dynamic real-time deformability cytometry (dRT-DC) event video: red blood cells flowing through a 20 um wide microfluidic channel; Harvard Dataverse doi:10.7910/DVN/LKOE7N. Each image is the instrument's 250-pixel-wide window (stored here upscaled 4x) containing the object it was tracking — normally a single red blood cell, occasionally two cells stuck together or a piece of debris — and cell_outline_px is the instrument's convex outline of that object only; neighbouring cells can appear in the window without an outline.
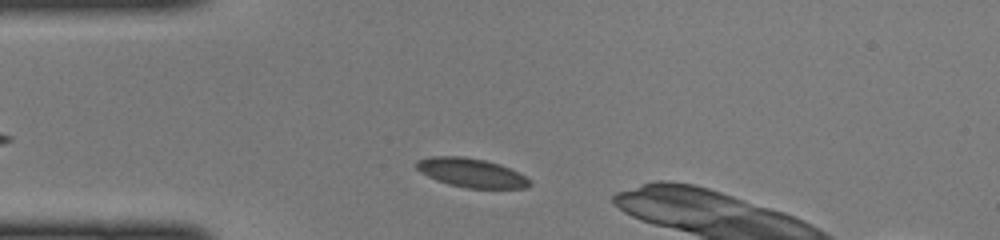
{"species": "common noctule bat (a hibernating species)", "species_latin": "Nyctalus noctula", "temperature_condition": "cold", "stored_images_in_passage": 16, "camera_frame_rate_fps": 3000, "um_per_image_px": 0.085, "animal": {"sex": "female", "body_mass_g": 22.0, "forearm_length_mm": 56.7}, "frame": {"image": 1, "passage_image": 4, "time_ms": 1.0, "image_size_px": [1000, 240], "cell_outline_px": [[532, 184], [528, 188], [468, 188], [448, 184], [436, 180], [420, 172], [416, 168], [416, 160], [432, 156], [464, 156], [484, 160], [500, 164], [532, 180]], "centroid_in_image_um": [40.05, 14.69], "position_along_channel_um": 44.9, "area_um2": 19.13}}
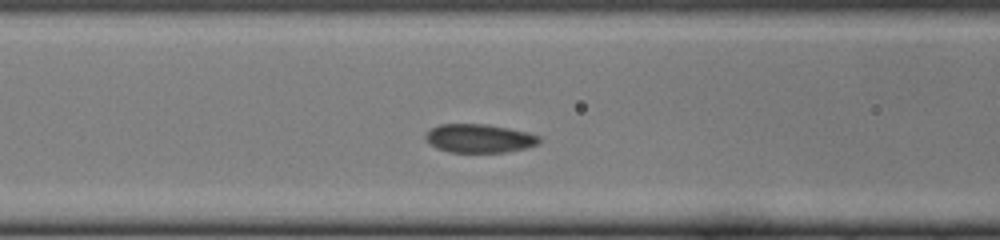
{"frame": {"image": 2, "passage_image": 11, "time_ms": 3.333, "image_size_px": [1000, 240], "cell_outline_px": [[540, 140], [536, 144], [528, 148], [504, 152], [448, 152], [436, 148], [424, 136], [432, 128], [440, 124], [484, 124], [508, 128], [528, 132], [540, 136]], "centroid_in_image_um": [40.76, 11.76], "position_along_channel_um": 125.8, "area_um2": 18.79}}
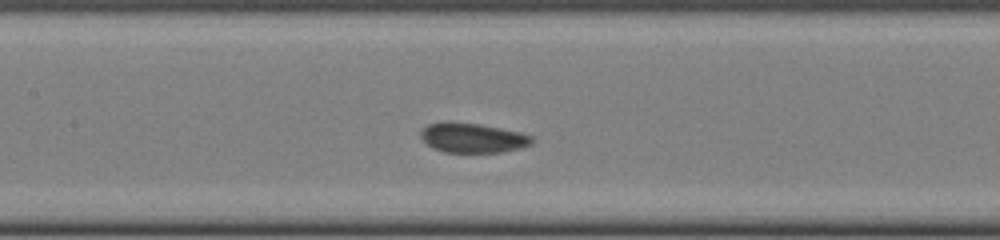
{"frame": {"image": 3, "passage_image": 14, "time_ms": 4.333, "image_size_px": [1000, 240], "cell_outline_px": [[536, 140], [532, 144], [520, 148], [500, 152], [444, 152], [432, 148], [420, 136], [420, 132], [428, 124], [480, 124], [520, 132], [532, 136]], "centroid_in_image_um": [40.25, 11.75], "position_along_channel_um": 167.1, "area_um2": 18.67}}